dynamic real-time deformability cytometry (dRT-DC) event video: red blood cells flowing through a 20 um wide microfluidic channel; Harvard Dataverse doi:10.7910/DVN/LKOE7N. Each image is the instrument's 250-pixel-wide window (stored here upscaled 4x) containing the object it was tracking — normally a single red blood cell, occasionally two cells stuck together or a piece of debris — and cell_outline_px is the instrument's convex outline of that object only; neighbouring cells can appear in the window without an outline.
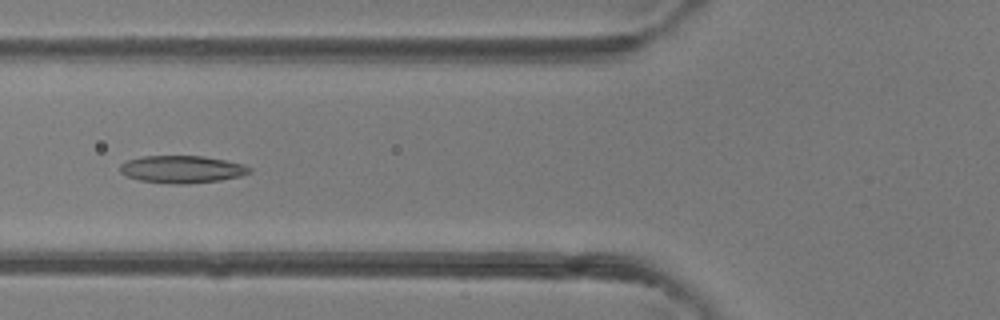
{"species": "common noctule bat (a hibernating species)", "species_latin": "Nyctalus noctula", "temperature_condition": "room temperature", "stored_images_in_passage": 5, "camera_frame_rate_fps": 3000, "um_per_image_px": 0.085, "animal": {"sex": "female"}, "frame": {"image": 1, "passage_image": 5, "time_ms": 4.667, "image_size_px": [1000, 320], "cell_outline_px": [[252, 172], [240, 176], [220, 180], [188, 184], [180, 184], [140, 180], [128, 176], [120, 172], [120, 164], [128, 160], [140, 156], [204, 156], [244, 164], [252, 168]], "centroid_in_image_um": [15.49, 14.38], "position_along_channel_um": 110.3, "area_um2": 20.58}}